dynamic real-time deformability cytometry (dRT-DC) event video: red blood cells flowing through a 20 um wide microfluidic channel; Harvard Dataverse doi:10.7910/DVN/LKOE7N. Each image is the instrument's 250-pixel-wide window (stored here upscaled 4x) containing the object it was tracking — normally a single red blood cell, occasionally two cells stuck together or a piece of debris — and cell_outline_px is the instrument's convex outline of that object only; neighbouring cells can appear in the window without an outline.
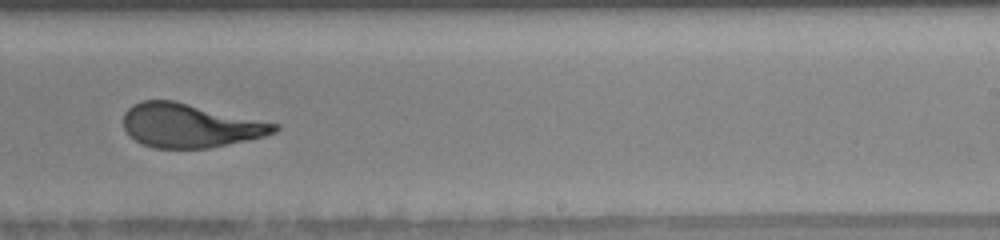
{"species": "human", "species_latin": "Homo sapiens", "temperature_condition": "warm", "stored_images_in_passage": 32, "camera_frame_rate_fps": 3000, "um_per_image_px": 0.085, "donor": {"sex": "female"}, "frame": {"image": 1, "passage_image": 19, "time_ms": 6.0, "image_size_px": [1000, 240], "cell_outline_px": [[280, 128], [276, 132], [264, 136], [248, 140], [208, 148], [152, 148], [140, 144], [128, 136], [124, 128], [124, 112], [132, 104], [140, 100], [176, 100], [280, 124]], "centroid_in_image_um": [16.13, 10.66], "position_along_channel_um": 272.9, "area_um2": 39.13}}
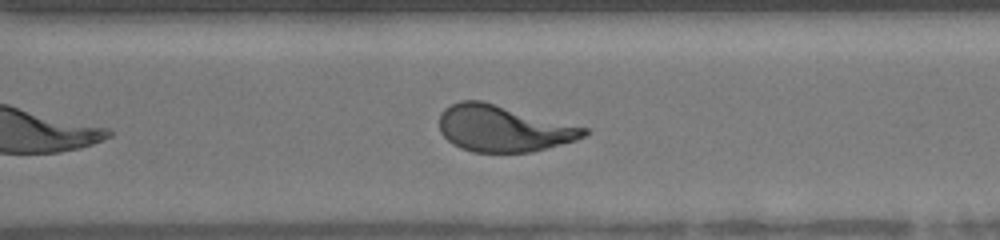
{"frame": {"image": 2, "passage_image": 23, "time_ms": 7.333, "image_size_px": [1000, 240], "cell_outline_px": [[588, 132], [584, 136], [576, 140], [528, 152], [472, 152], [460, 148], [452, 144], [440, 132], [440, 116], [444, 108], [460, 100], [484, 100], [588, 128]], "centroid_in_image_um": [42.75, 10.9], "position_along_channel_um": 327.9, "area_um2": 39.13}, "authors_computed_cell_mechanics": {"area_um2": 39.1306, "velocity_mm_per_s": 4.1362, "shape_relaxation_time_tau1_ms": 4.3676, "shape_relaxation_time_tau2_ms": 0.8751, "deformation_change_tau1": 0.2514, "deformation_change_tau2": 0.1031}}